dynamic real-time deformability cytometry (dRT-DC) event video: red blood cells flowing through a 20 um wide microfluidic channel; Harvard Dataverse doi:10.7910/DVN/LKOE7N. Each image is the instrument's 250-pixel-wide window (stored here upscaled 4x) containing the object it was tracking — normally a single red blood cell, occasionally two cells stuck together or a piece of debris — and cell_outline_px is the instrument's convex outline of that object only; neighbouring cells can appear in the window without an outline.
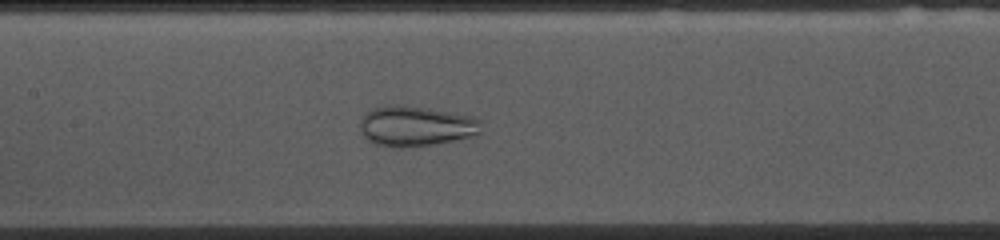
{"species": "common noctule bat (a hibernating species)", "species_latin": "Nyctalus noctula", "temperature_condition": "cold", "stored_images_in_passage": 50, "camera_frame_rate_fps": 3000, "um_per_image_px": 0.085, "animal": {"sex": "female", "body_mass_g": 10.0, "forearm_length_mm": 53.1}, "frame": {"image": 1, "passage_image": 20, "time_ms": 6.333, "image_size_px": [1000, 240], "cell_outline_px": [[480, 132], [476, 136], [456, 140], [432, 144], [396, 148], [376, 144], [368, 140], [360, 132], [360, 120], [364, 112], [372, 108], [384, 104], [400, 104], [432, 108], [472, 116], [480, 120]], "centroid_in_image_um": [35.31, 10.69], "position_along_channel_um": 172.1, "area_um2": 28.96}}
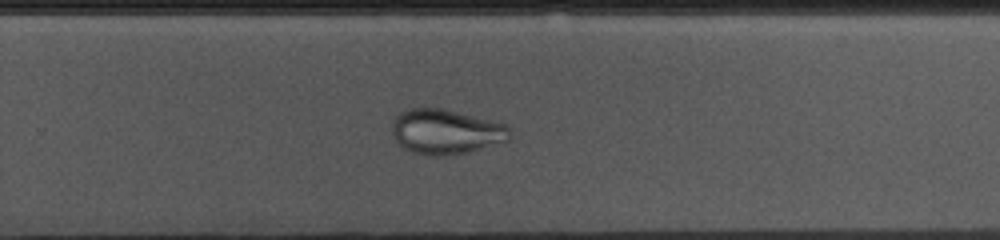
{"frame": {"image": 2, "passage_image": 30, "time_ms": 9.667, "image_size_px": [1000, 240], "cell_outline_px": [[512, 132], [508, 140], [468, 152], [448, 156], [432, 156], [412, 152], [404, 148], [396, 140], [392, 132], [392, 124], [396, 116], [400, 112], [408, 108], [440, 108], [508, 124], [512, 128]], "centroid_in_image_um": [37.92, 11.2], "position_along_channel_um": 291.9, "area_um2": 30.87}}
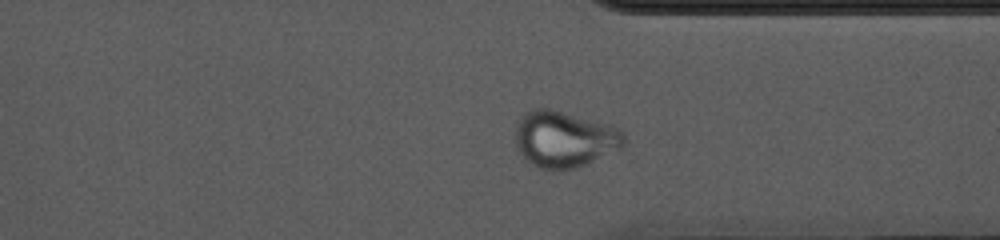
{"frame": {"image": 3, "passage_image": 36, "time_ms": 11.667, "image_size_px": [1000, 240], "cell_outline_px": [[624, 148], [588, 164], [576, 168], [540, 168], [524, 160], [516, 144], [516, 124], [520, 116], [524, 112], [532, 108], [548, 108], [620, 128], [624, 132]], "centroid_in_image_um": [47.98, 11.83], "position_along_channel_um": 363.4, "area_um2": 35.66}}